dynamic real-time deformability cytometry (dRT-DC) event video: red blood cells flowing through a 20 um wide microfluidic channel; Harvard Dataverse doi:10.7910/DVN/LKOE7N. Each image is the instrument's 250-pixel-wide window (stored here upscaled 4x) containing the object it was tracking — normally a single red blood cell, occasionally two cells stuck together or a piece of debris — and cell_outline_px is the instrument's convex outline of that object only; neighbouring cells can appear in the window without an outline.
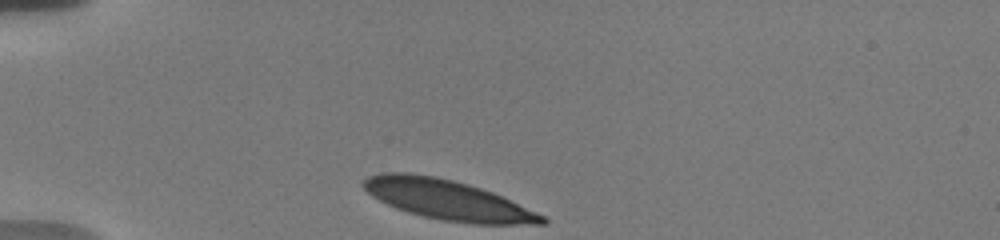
{"species": "human", "species_latin": "Homo sapiens", "temperature_condition": "warm", "stored_images_in_passage": 35, "camera_frame_rate_fps": 3000, "um_per_image_px": 0.085, "donor": {"sex": "male"}, "frame": {"image": 1, "passage_image": 1, "time_ms": 0.0, "image_size_px": [1000, 240], "cell_outline_px": [[548, 224], [472, 224], [440, 220], [408, 212], [396, 208], [372, 196], [360, 184], [368, 176], [380, 172], [408, 172], [436, 176], [468, 184], [492, 192], [536, 212], [544, 216], [548, 220]], "centroid_in_image_um": [38.02, 16.98], "position_along_channel_um": 47.0, "area_um2": 41.38}}
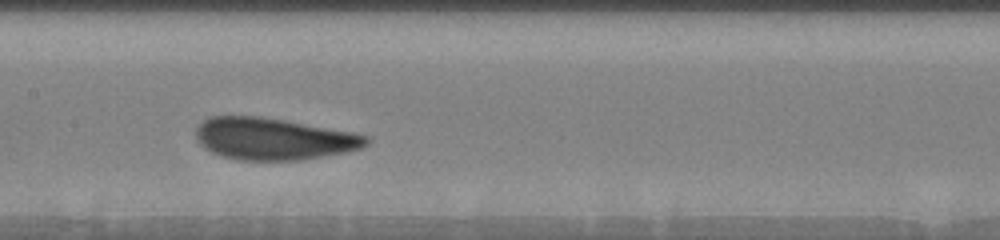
{"frame": {"image": 2, "passage_image": 15, "time_ms": 4.667, "image_size_px": [1000, 240], "cell_outline_px": [[372, 140], [368, 144], [360, 148], [348, 152], [300, 160], [240, 160], [224, 156], [212, 152], [204, 148], [196, 140], [196, 128], [204, 120], [212, 116], [260, 116], [284, 120], [352, 132], [368, 136]], "centroid_in_image_um": [23.26, 11.8], "position_along_channel_um": 184.1, "area_um2": 41.56}}
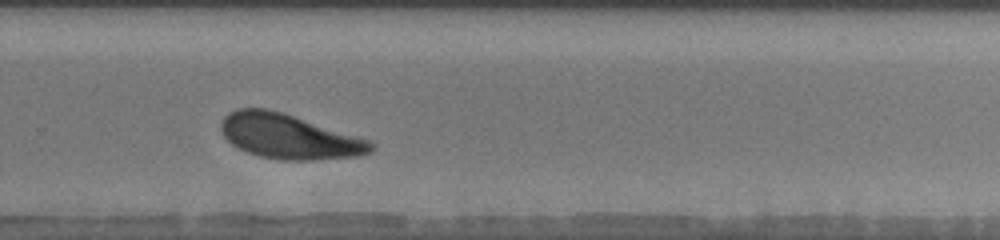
{"frame": {"image": 3, "passage_image": 25, "time_ms": 8.0, "image_size_px": [1000, 240], "cell_outline_px": [[376, 148], [372, 152], [356, 156], [312, 160], [280, 160], [260, 156], [236, 148], [224, 136], [220, 128], [220, 124], [224, 116], [228, 112], [236, 108], [268, 108], [284, 112], [360, 136], [372, 140], [376, 144]], "centroid_in_image_um": [24.6, 11.59], "position_along_channel_um": 305.2, "area_um2": 39.71}, "authors_computed_cell_mechanics": {"area_um2": 41.5582, "velocity_mm_per_s": 3.6444, "shape_relaxation_time_tau1_ms": 3.8162, "shape_relaxation_time_tau2_ms": null, "deformation_change_tau1": 0.1604, "deformation_change_tau2": null}}